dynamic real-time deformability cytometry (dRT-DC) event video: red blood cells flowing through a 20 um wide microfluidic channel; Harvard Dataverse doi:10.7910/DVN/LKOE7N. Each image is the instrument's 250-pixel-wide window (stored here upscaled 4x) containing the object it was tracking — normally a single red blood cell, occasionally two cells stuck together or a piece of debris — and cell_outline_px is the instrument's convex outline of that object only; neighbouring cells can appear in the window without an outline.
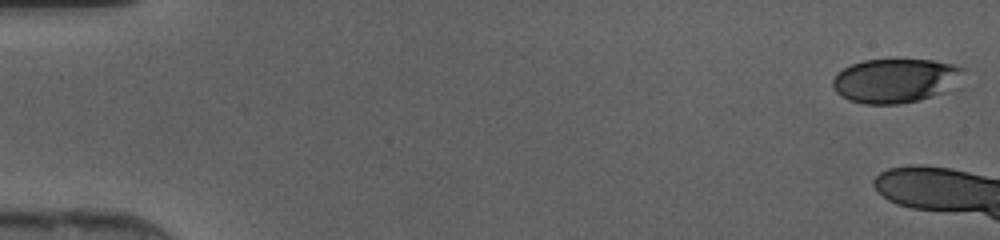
{"species": "human", "species_latin": "Homo sapiens", "temperature_condition": "cold", "stored_images_in_passage": 7, "camera_frame_rate_fps": 3000, "um_per_image_px": 0.085, "donor": {"sex": "female"}, "frame": {"image": 1, "passage_image": 1, "time_ms": 0.0, "image_size_px": [1000, 240], "cell_outline_px": [[968, 68], [944, 92], [920, 100], [900, 104], [864, 104], [848, 100], [836, 92], [832, 88], [832, 80], [836, 72], [852, 64], [864, 60], [932, 60], [952, 64]], "centroid_in_image_um": [76.05, 6.85], "position_along_channel_um": 9.0, "area_um2": 33.52}}